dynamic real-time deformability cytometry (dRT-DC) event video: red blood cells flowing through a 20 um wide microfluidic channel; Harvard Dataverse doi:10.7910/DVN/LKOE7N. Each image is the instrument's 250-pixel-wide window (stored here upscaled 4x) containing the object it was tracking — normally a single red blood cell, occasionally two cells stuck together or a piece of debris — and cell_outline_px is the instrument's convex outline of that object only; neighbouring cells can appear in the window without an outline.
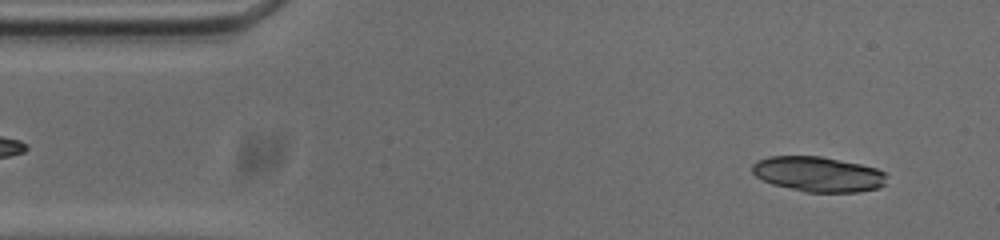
{"species": "common noctule bat (a hibernating species)", "species_latin": "Nyctalus noctula", "temperature_condition": "cold", "stored_images_in_passage": 51, "camera_frame_rate_fps": 3000, "um_per_image_px": 0.085, "animal": {"sex": "male", "body_mass_g": 20.0, "forearm_length_mm": 53.3}, "frame": {"image": 1, "passage_image": 3, "time_ms": 0.667, "image_size_px": [1000, 240], "cell_outline_px": [[888, 184], [880, 188], [860, 192], [804, 192], [772, 184], [756, 176], [752, 172], [752, 164], [756, 160], [768, 156], [820, 156], [860, 164], [876, 168], [884, 172], [888, 176]], "centroid_in_image_um": [69.58, 14.81], "position_along_channel_um": 15.4, "area_um2": 27.92}, "authors_computed_cell_mechanics": {"area_um2": 27.0504, "velocity_mm_per_s": 3.7268, "shape_relaxation_time_tau1_ms": 8.5532, "shape_relaxation_time_tau2_ms": 2.7762, "deformation_change_tau1": 0.2118, "deformation_change_tau2": 0.0843}}